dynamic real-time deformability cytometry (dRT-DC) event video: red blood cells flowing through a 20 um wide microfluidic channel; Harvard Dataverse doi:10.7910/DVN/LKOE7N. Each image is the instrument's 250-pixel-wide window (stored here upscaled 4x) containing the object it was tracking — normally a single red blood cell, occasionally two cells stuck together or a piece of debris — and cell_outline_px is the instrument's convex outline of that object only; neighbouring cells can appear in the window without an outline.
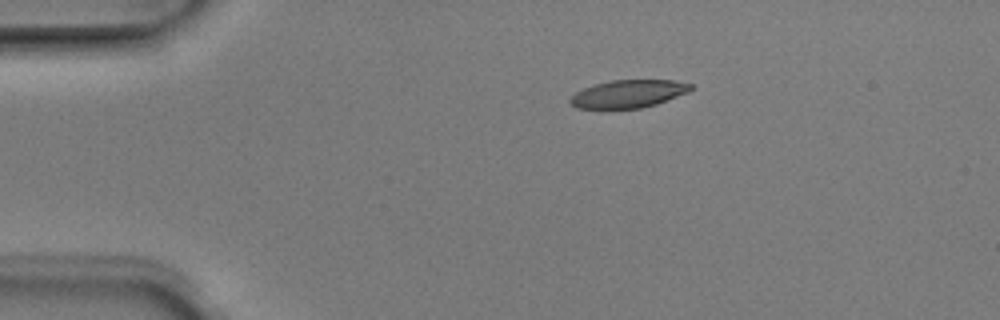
{"species": "Egyptian fruit bat (a non-hibernating species)", "species_latin": "Rousettus aegyptiacus", "temperature_condition": "room temperature", "stored_images_in_passage": 5, "camera_frame_rate_fps": 3000, "um_per_image_px": 0.085, "animal": {"sex": "male"}, "frame": {"image": 1, "passage_image": 2, "time_ms": 0.333, "image_size_px": [1000, 320], "cell_outline_px": [[692, 88], [688, 92], [656, 104], [640, 108], [576, 108], [568, 100], [576, 92], [584, 88], [596, 84], [612, 80], [672, 80], [692, 84]], "centroid_in_image_um": [53.41, 7.97], "position_along_channel_um": 31.6, "area_um2": 19.25}}
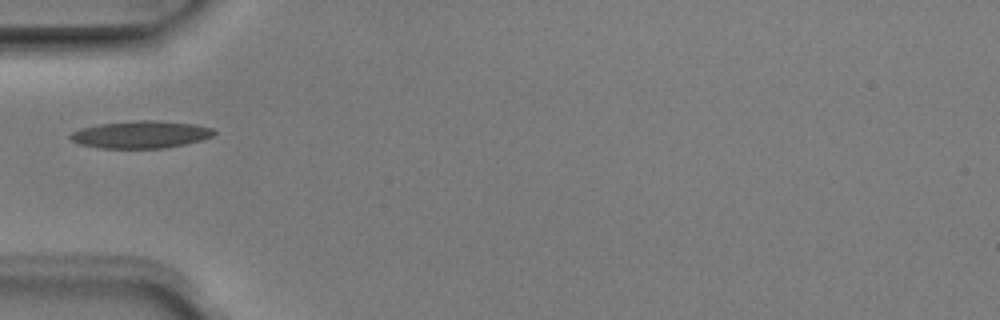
{"frame": {"image": 2, "passage_image": 4, "time_ms": 1.0, "image_size_px": [1000, 320], "cell_outline_px": [[216, 132], [212, 136], [200, 140], [184, 144], [164, 148], [100, 148], [80, 144], [72, 140], [68, 136], [72, 132], [80, 128], [100, 124], [140, 120], [160, 120], [196, 124], [212, 128]], "centroid_in_image_um": [11.97, 11.43], "position_along_channel_um": 73.0, "area_um2": 22.83}}
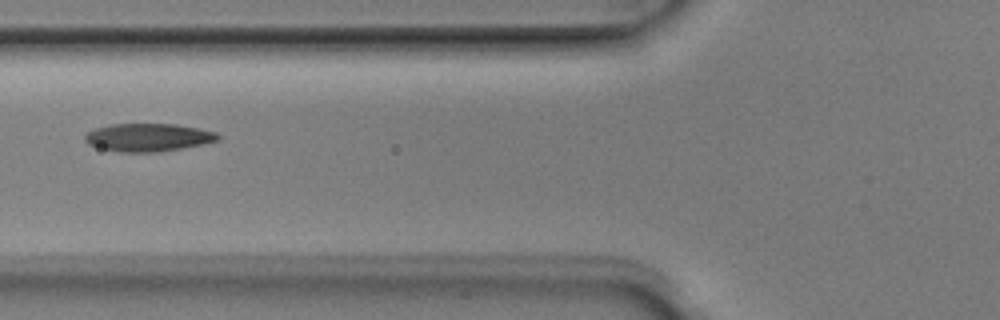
{"frame": {"image": 3, "passage_image": 5, "time_ms": 1.333, "image_size_px": [1000, 320], "cell_outline_px": [[220, 140], [204, 144], [160, 152], [120, 152], [100, 148], [88, 144], [84, 140], [84, 136], [88, 132], [96, 128], [108, 124], [176, 124], [216, 132], [220, 136]], "centroid_in_image_um": [12.59, 11.68], "position_along_channel_um": 113.2, "area_um2": 21.73}}